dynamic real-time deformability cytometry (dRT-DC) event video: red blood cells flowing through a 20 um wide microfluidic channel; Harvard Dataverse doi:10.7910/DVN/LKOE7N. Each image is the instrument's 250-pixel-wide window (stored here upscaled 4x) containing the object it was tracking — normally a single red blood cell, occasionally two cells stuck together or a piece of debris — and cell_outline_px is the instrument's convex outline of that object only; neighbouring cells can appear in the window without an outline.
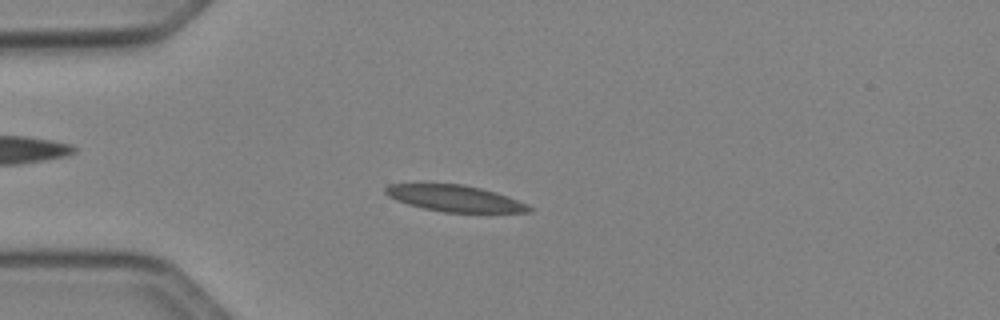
{"species": "Egyptian fruit bat (a non-hibernating species)", "species_latin": "Rousettus aegyptiacus", "temperature_condition": "cold", "stored_images_in_passage": 13, "camera_frame_rate_fps": 3000, "um_per_image_px": 0.085, "animal": {"sex": "female"}, "frame": {"image": 1, "passage_image": 4, "time_ms": 1.0, "image_size_px": [1000, 320], "cell_outline_px": [[532, 212], [444, 212], [424, 208], [408, 204], [396, 200], [388, 196], [384, 192], [384, 188], [388, 184], [464, 184], [496, 192], [508, 196], [528, 204], [532, 208]], "centroid_in_image_um": [38.67, 16.86], "position_along_channel_um": 46.3, "area_um2": 21.96}}
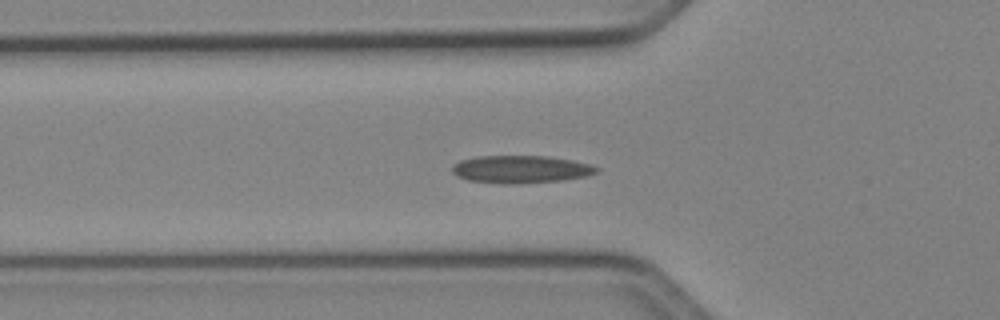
{"frame": {"image": 2, "passage_image": 8, "time_ms": 2.333, "image_size_px": [1000, 320], "cell_outline_px": [[600, 172], [588, 176], [564, 180], [512, 184], [500, 184], [468, 180], [456, 176], [452, 172], [452, 164], [460, 160], [476, 156], [548, 156], [572, 160], [588, 164], [600, 168]], "centroid_in_image_um": [44.26, 14.39], "position_along_channel_um": 81.5, "area_um2": 23.52}}
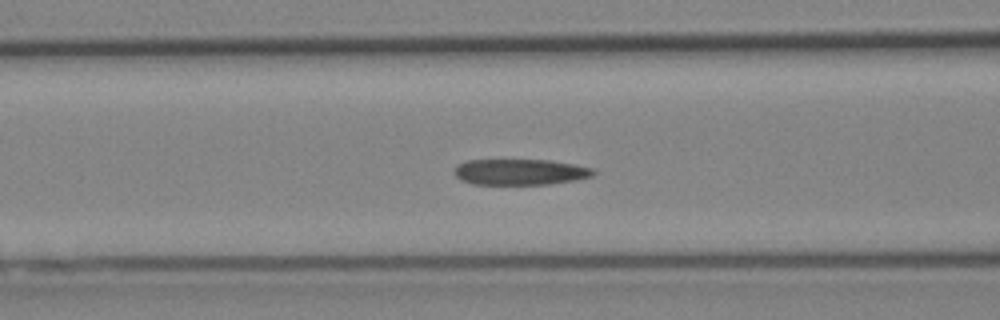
{"frame": {"image": 3, "passage_image": 11, "time_ms": 3.333, "image_size_px": [1000, 320], "cell_outline_px": [[596, 172], [592, 176], [576, 180], [548, 184], [472, 184], [460, 180], [452, 172], [452, 168], [456, 164], [468, 160], [548, 160], [576, 164], [592, 168]], "centroid_in_image_um": [44.16, 14.61], "position_along_channel_um": 122.4, "area_um2": 21.21}}